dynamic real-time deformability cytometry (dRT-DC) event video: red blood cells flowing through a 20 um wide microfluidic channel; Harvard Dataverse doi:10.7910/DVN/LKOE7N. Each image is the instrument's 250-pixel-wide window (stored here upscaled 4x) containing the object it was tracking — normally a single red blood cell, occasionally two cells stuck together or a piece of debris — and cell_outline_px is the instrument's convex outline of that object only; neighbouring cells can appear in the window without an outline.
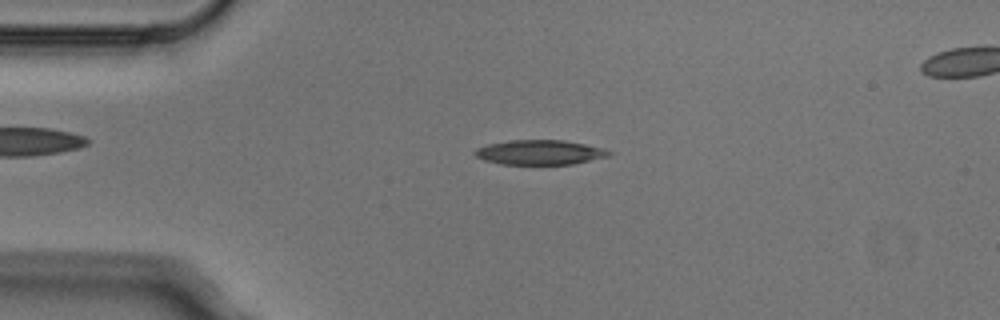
{"species": "Egyptian fruit bat (a non-hibernating species)", "species_latin": "Rousettus aegyptiacus", "temperature_condition": "cold", "stored_images_in_passage": 4, "camera_frame_rate_fps": 3000, "um_per_image_px": 0.085, "animal": {"sex": "male"}, "frame": {"image": 1, "passage_image": 1, "time_ms": 0.0, "image_size_px": [1000, 320], "cell_outline_px": [[612, 156], [572, 164], [500, 164], [484, 160], [476, 156], [472, 152], [476, 148], [488, 144], [508, 140], [564, 140], [604, 148], [612, 152]], "centroid_in_image_um": [45.89, 12.95], "position_along_channel_um": 39.1, "area_um2": 19.42}}
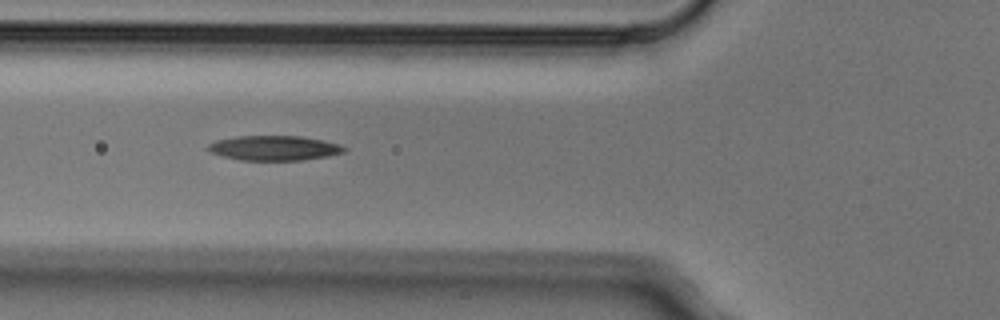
{"frame": {"image": 2, "passage_image": 3, "time_ms": 0.667, "image_size_px": [1000, 320], "cell_outline_px": [[348, 148], [344, 152], [328, 156], [304, 160], [240, 160], [224, 156], [212, 152], [208, 148], [208, 144], [216, 140], [236, 136], [300, 136], [324, 140], [340, 144]], "centroid_in_image_um": [23.36, 12.58], "position_along_channel_um": 102.4, "area_um2": 19.65}}
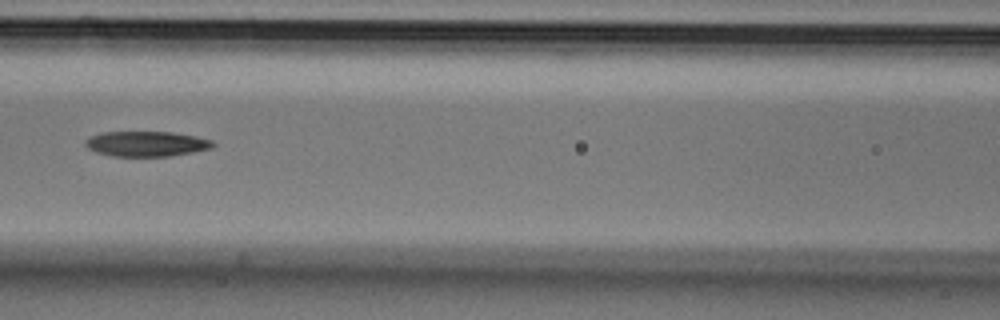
{"frame": {"image": 3, "passage_image": 4, "time_ms": 1.0, "image_size_px": [1000, 320], "cell_outline_px": [[216, 144], [212, 148], [192, 152], [168, 156], [112, 156], [96, 152], [88, 148], [84, 144], [84, 140], [92, 136], [104, 132], [172, 132], [196, 136], [212, 140]], "centroid_in_image_um": [12.45, 12.22], "position_along_channel_um": 154.1, "area_um2": 18.67}}